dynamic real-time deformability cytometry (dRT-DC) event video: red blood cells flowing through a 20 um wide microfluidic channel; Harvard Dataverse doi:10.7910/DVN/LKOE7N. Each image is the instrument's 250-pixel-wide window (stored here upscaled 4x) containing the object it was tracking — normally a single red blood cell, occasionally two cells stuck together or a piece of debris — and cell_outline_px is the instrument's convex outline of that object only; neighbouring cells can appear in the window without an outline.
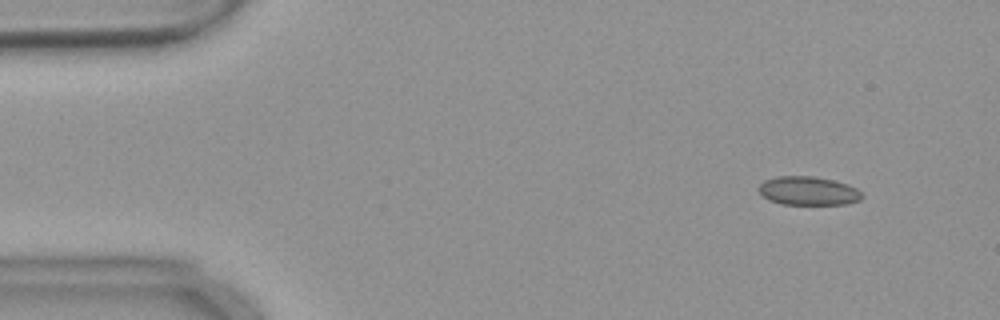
{"species": "common noctule bat (a hibernating species)", "species_latin": "Nyctalus noctula", "temperature_condition": "warm", "stored_images_in_passage": 55, "camera_frame_rate_fps": 3000, "um_per_image_px": 0.085, "animal": {"sex": "female", "body_mass_g": 18.4}, "frame": {"image": 1, "passage_image": 5, "time_ms": 1.333, "image_size_px": [1000, 320], "cell_outline_px": [[864, 196], [860, 200], [848, 204], [780, 204], [768, 200], [756, 188], [764, 180], [776, 176], [816, 176], [848, 184], [856, 188]], "centroid_in_image_um": [68.69, 16.22], "position_along_channel_um": 16.3, "area_um2": 17.4}}
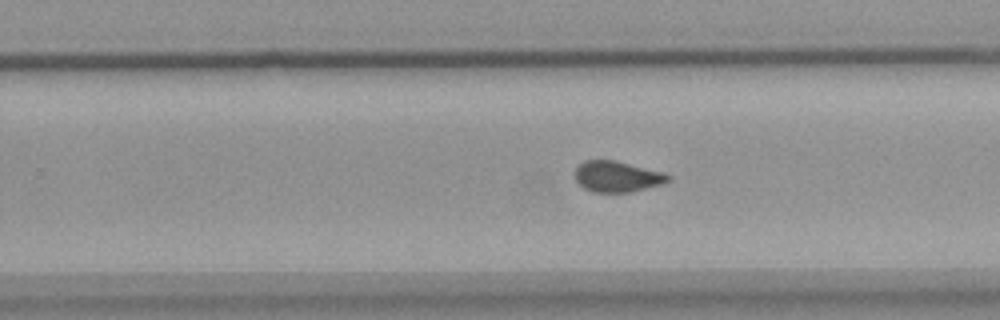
{"frame": {"image": 2, "passage_image": 34, "time_ms": 11.0, "image_size_px": [1000, 320], "cell_outline_px": [[672, 180], [660, 184], [632, 192], [592, 192], [584, 188], [572, 176], [572, 172], [584, 160], [616, 160], [664, 172], [672, 176]], "centroid_in_image_um": [52.44, 15.0], "position_along_channel_um": 277.4, "area_um2": 17.05}}
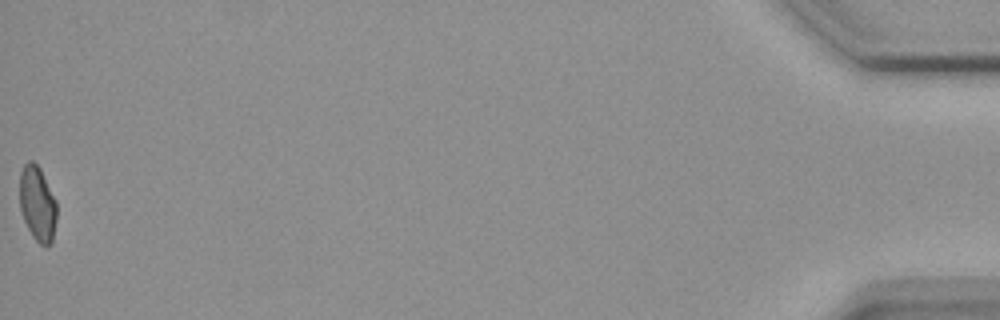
{"frame": {"image": 3, "passage_image": 55, "time_ms": 18.0, "image_size_px": [1000, 320], "cell_outline_px": [[56, 220], [52, 244], [48, 248], [40, 244], [32, 236], [24, 220], [20, 208], [20, 172], [24, 164], [28, 160], [32, 160], [40, 168], [56, 200]], "centroid_in_image_um": [3.19, 17.33], "position_along_channel_um": 432.0, "area_um2": 16.36}, "authors_computed_cell_mechanics": {"area_um2": 17.34, "velocity_mm_per_s": 3.6757, "shape_relaxation_time_tau1_ms": null, "shape_relaxation_time_tau2_ms": 1.9481, "deformation_change_tau1": null, "deformation_change_tau2": 0.0461}}